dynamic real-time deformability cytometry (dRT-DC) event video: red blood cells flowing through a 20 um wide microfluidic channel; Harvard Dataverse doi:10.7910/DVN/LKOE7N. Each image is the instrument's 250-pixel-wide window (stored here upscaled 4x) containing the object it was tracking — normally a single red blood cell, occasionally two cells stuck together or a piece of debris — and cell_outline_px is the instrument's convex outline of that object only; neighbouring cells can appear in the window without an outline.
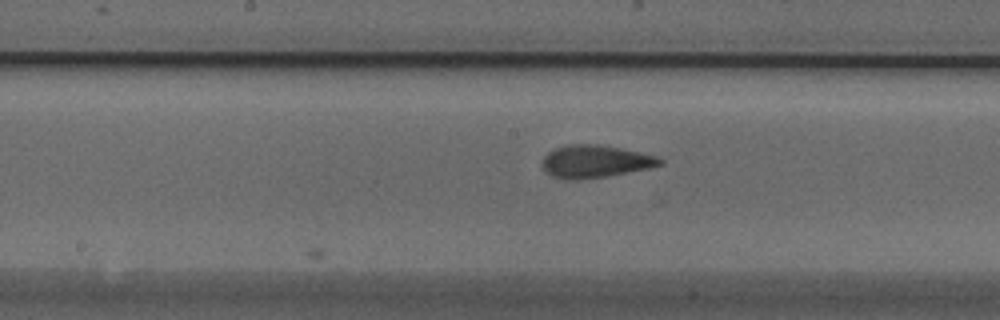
{"species": "Egyptian fruit bat (a non-hibernating species)", "species_latin": "Rousettus aegyptiacus", "temperature_condition": "cold", "stored_images_in_passage": 16, "camera_frame_rate_fps": 3000, "um_per_image_px": 0.085, "animal": {"sex": "male"}, "frame": {"image": 1, "passage_image": 16, "time_ms": 5.0, "image_size_px": [1000, 320], "cell_outline_px": [[664, 164], [648, 168], [604, 176], [580, 180], [572, 180], [552, 176], [544, 172], [540, 164], [544, 156], [548, 152], [556, 148], [568, 144], [596, 144], [620, 148], [660, 156], [664, 160]], "centroid_in_image_um": [50.57, 13.72], "position_along_channel_um": 197.6, "area_um2": 22.43}}